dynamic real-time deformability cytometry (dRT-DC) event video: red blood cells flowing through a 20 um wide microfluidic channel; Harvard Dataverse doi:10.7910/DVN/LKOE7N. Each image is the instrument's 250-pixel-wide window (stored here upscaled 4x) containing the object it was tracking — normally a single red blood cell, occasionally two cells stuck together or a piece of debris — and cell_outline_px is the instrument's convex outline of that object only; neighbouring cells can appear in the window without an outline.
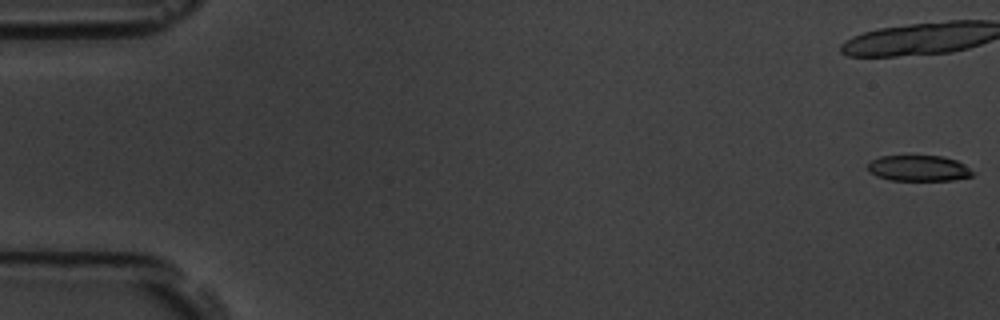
{"species": "common noctule bat (a hibernating species)", "species_latin": "Nyctalus noctula", "temperature_condition": "room temperature", "stored_images_in_passage": 6, "camera_frame_rate_fps": 3000, "um_per_image_px": 0.085, "animal": {"sex": "male", "body_mass_g": 19.5, "forearm_length_mm": 54.6}, "frame": {"image": 1, "passage_image": 1, "time_ms": 0.0, "image_size_px": [1000, 320], "cell_outline_px": [[972, 176], [952, 180], [892, 180], [876, 176], [868, 172], [868, 164], [872, 160], [880, 156], [944, 156], [956, 160], [964, 164], [972, 172]], "centroid_in_image_um": [78.06, 14.3], "position_along_channel_um": 6.9, "area_um2": 15.66}}